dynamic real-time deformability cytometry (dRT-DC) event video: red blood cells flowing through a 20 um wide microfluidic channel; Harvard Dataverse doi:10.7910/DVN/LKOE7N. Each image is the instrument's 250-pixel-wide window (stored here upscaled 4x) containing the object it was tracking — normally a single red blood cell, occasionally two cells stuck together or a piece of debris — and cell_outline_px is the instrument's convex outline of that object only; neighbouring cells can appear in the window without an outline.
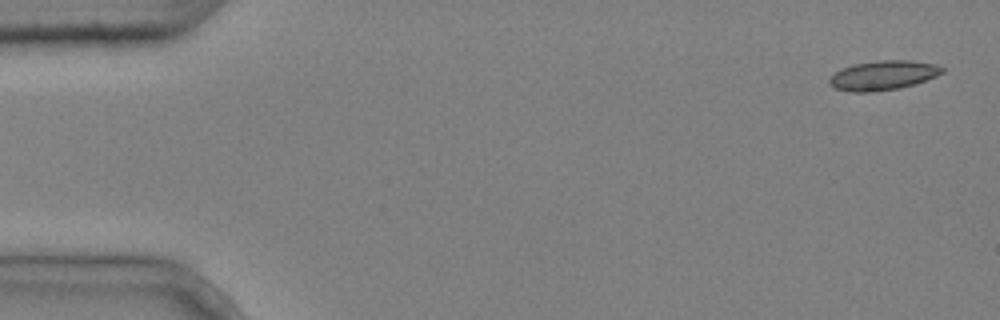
{"species": "common noctule bat (a hibernating species)", "species_latin": "Nyctalus noctula", "temperature_condition": "cold", "stored_images_in_passage": 4, "camera_frame_rate_fps": 3000, "um_per_image_px": 0.085, "animal": {"sex": "male", "body_mass_g": 20.4}, "frame": {"image": 1, "passage_image": 1, "time_ms": 0.0, "image_size_px": [1000, 320], "cell_outline_px": [[944, 72], [936, 76], [900, 88], [864, 92], [852, 92], [836, 88], [828, 84], [828, 80], [836, 72], [852, 64], [880, 60], [908, 60], [936, 64], [944, 68]], "centroid_in_image_um": [75.06, 6.39], "position_along_channel_um": 9.9, "area_um2": 19.07}}
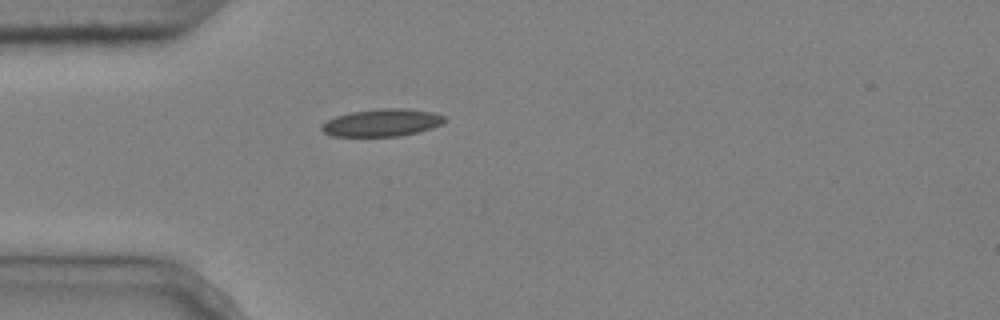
{"frame": {"image": 2, "passage_image": 4, "time_ms": 1.0, "image_size_px": [1000, 320], "cell_outline_px": [[448, 120], [432, 128], [420, 132], [400, 136], [332, 136], [324, 132], [320, 128], [328, 120], [336, 116], [352, 112], [384, 108], [408, 108], [432, 112], [444, 116]], "centroid_in_image_um": [32.52, 10.43], "position_along_channel_um": 52.5, "area_um2": 19.59}}